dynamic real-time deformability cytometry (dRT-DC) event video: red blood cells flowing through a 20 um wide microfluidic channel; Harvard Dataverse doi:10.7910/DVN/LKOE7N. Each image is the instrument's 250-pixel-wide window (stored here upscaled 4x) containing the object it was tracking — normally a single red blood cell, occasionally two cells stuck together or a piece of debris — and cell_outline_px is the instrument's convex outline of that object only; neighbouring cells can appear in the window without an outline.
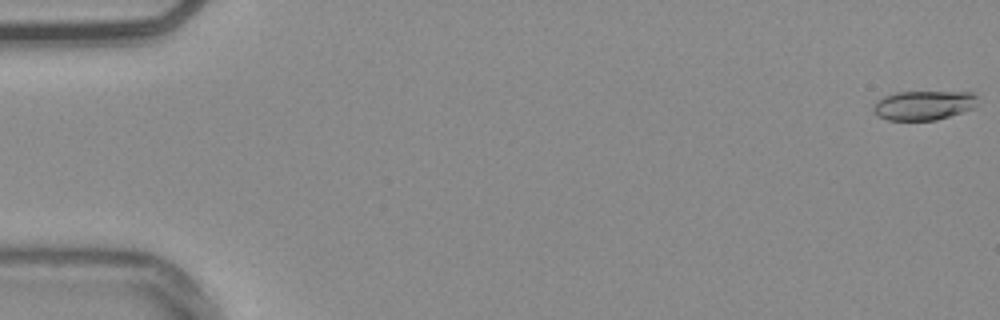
{"species": "common noctule bat (a hibernating species)", "species_latin": "Nyctalus noctula", "temperature_condition": "warm", "stored_images_in_passage": 55, "camera_frame_rate_fps": 3000, "um_per_image_px": 0.085, "animal": {"sex": "male", "body_mass_g": 20.4}, "frame": {"image": 1, "passage_image": 1, "time_ms": 0.0, "image_size_px": [1000, 320], "cell_outline_px": [[976, 104], [972, 108], [936, 120], [888, 120], [876, 116], [872, 108], [876, 100], [884, 96], [896, 92], [972, 92], [976, 96]], "centroid_in_image_um": [78.44, 8.95], "position_along_channel_um": 6.6, "area_um2": 17.74}}
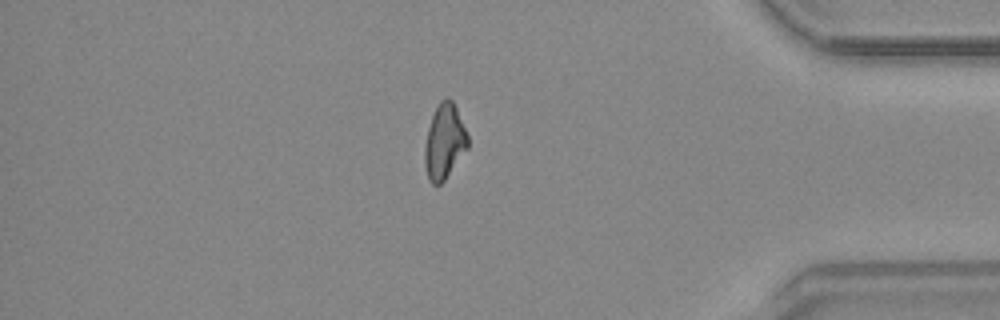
{"frame": {"image": 2, "passage_image": 47, "time_ms": 15.333, "image_size_px": [1000, 320], "cell_outline_px": [[468, 148], [444, 180], [440, 184], [432, 184], [428, 180], [424, 164], [424, 148], [428, 128], [432, 116], [440, 100], [444, 96], [448, 96], [452, 100], [456, 108], [468, 136]], "centroid_in_image_um": [37.76, 12.03], "position_along_channel_um": 397.4, "area_um2": 18.79}}
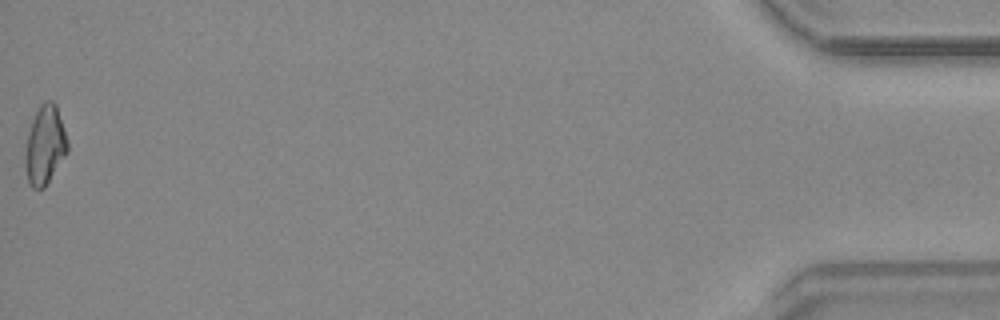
{"frame": {"image": 3, "passage_image": 55, "time_ms": 18.0, "image_size_px": [1000, 320], "cell_outline_px": [[68, 152], [44, 188], [32, 188], [28, 184], [24, 164], [24, 156], [28, 132], [32, 120], [40, 104], [48, 100], [52, 100], [56, 104], [68, 140]], "centroid_in_image_um": [3.81, 12.35], "position_along_channel_um": 431.4, "area_um2": 19.59}, "authors_computed_cell_mechanics": {"area_um2": 18.6694, "velocity_mm_per_s": 3.775, "shape_relaxation_time_tau1_ms": null, "shape_relaxation_time_tau2_ms": 4.1892, "deformation_change_tau1": null, "deformation_change_tau2": 0.1183}}